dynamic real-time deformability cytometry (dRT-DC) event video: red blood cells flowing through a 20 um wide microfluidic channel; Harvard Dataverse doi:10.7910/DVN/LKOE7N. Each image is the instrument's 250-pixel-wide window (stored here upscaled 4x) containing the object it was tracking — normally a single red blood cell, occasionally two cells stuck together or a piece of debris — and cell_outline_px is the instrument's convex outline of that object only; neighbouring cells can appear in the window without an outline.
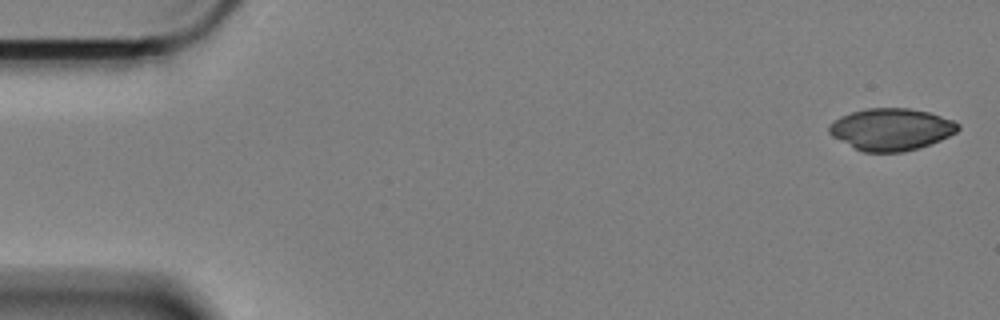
{"species": "Egyptian fruit bat (a non-hibernating species)", "species_latin": "Rousettus aegyptiacus", "temperature_condition": "cold", "stored_images_in_passage": 58, "camera_frame_rate_fps": 3000, "um_per_image_px": 0.085, "animal": {"sex": "female"}, "frame": {"image": 1, "passage_image": 1, "time_ms": 0.0, "image_size_px": [1000, 320], "cell_outline_px": [[960, 128], [956, 132], [940, 140], [920, 148], [904, 152], [864, 152], [832, 136], [828, 132], [828, 124], [840, 116], [852, 112], [868, 108], [908, 108], [928, 112], [952, 120], [960, 124]], "centroid_in_image_um": [75.75, 10.99], "position_along_channel_um": 9.3, "area_um2": 31.44}}
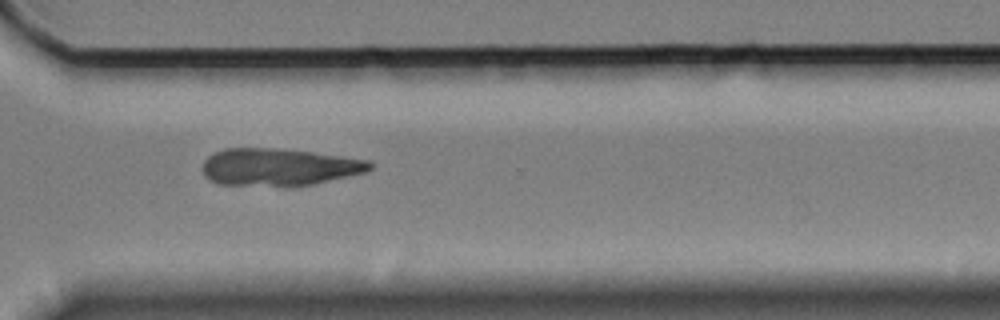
{"frame": {"image": 2, "passage_image": 42, "time_ms": 13.667, "image_size_px": [1000, 320], "cell_outline_px": [[372, 168], [368, 172], [312, 184], [292, 188], [284, 188], [216, 184], [208, 180], [204, 176], [204, 160], [212, 152], [224, 148], [276, 148], [312, 152], [368, 160], [372, 164]], "centroid_in_image_um": [23.67, 14.23], "position_along_channel_um": 346.9, "area_um2": 37.28}}
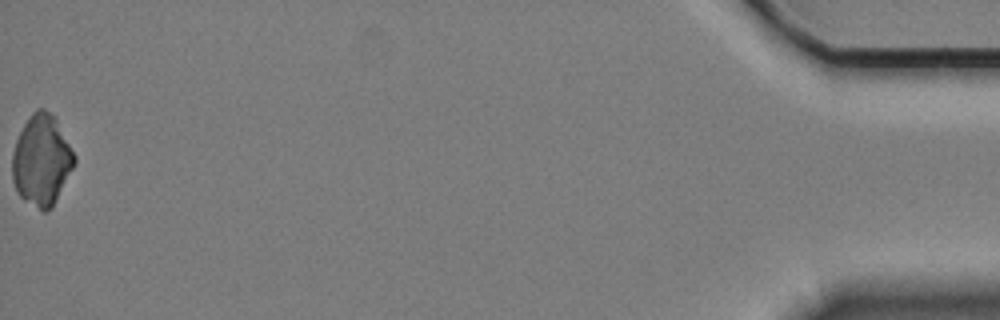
{"frame": {"image": 3, "passage_image": 58, "time_ms": 19.0, "image_size_px": [1000, 320], "cell_outline_px": [[76, 164], [52, 208], [48, 212], [44, 212], [24, 200], [16, 192], [12, 180], [12, 152], [16, 140], [24, 124], [32, 112], [36, 108], [44, 108], [56, 116], [76, 156]], "centroid_in_image_um": [3.55, 13.61], "position_along_channel_um": 431.6, "area_um2": 33.47}}